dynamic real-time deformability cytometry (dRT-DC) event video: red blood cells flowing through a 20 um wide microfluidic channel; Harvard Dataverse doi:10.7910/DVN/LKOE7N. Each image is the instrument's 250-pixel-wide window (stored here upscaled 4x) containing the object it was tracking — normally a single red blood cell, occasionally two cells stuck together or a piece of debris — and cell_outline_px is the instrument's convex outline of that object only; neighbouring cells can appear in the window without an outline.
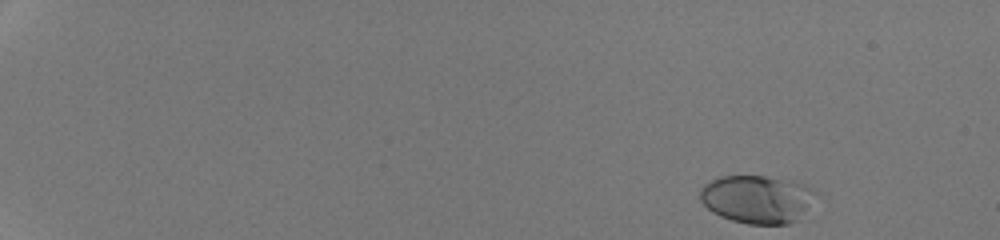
{"species": "human", "species_latin": "Homo sapiens", "temperature_condition": "room temperature", "stored_images_in_passage": 47, "camera_frame_rate_fps": 3000, "um_per_image_px": 0.085, "donor": {"sex": "male"}, "frame": {"image": 1, "passage_image": 1, "time_ms": 0.0, "image_size_px": [1000, 240], "cell_outline_px": [[824, 196], [796, 220], [788, 224], [748, 224], [732, 220], [720, 216], [712, 212], [700, 200], [700, 188], [704, 184], [720, 176], [764, 176], [792, 180], [804, 184], [812, 188]], "centroid_in_image_um": [64.46, 16.92], "position_along_channel_um": 20.5, "area_um2": 33.12}}
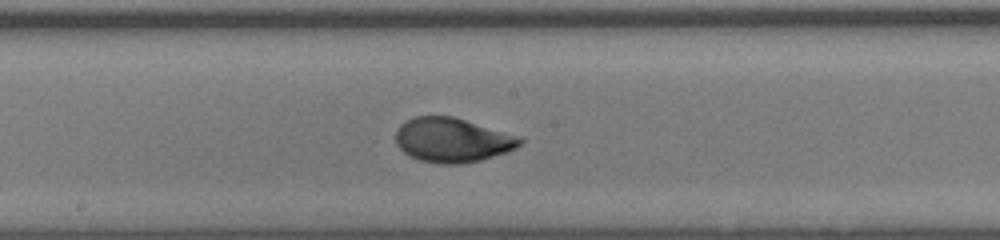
{"frame": {"image": 2, "passage_image": 27, "time_ms": 8.667, "image_size_px": [1000, 240], "cell_outline_px": [[524, 140], [520, 144], [504, 152], [480, 160], [460, 164], [440, 164], [420, 160], [408, 156], [396, 144], [396, 132], [400, 124], [416, 116], [452, 116], [524, 136]], "centroid_in_image_um": [38.46, 11.89], "position_along_channel_um": 209.7, "area_um2": 32.19}}
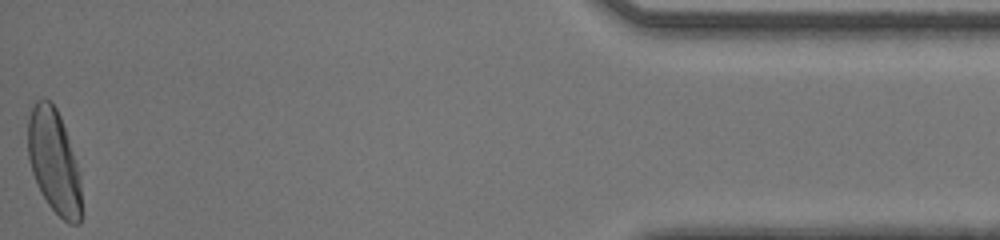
{"frame": {"image": 3, "passage_image": 47, "time_ms": 15.333, "image_size_px": [1000, 240], "cell_outline_px": [[80, 224], [68, 224], [48, 204], [40, 192], [32, 172], [28, 156], [28, 120], [32, 108], [36, 100], [48, 100], [56, 108], [60, 116], [80, 176]], "centroid_in_image_um": [4.57, 13.75], "position_along_channel_um": 430.6, "area_um2": 31.73}, "authors_computed_cell_mechanics": {"area_um2": 31.3854, "velocity_mm_per_s": 4.2614, "shape_relaxation_time_tau1_ms": 3.2035, "shape_relaxation_time_tau2_ms": null, "deformation_change_tau1": 0.1752, "deformation_change_tau2": null}}